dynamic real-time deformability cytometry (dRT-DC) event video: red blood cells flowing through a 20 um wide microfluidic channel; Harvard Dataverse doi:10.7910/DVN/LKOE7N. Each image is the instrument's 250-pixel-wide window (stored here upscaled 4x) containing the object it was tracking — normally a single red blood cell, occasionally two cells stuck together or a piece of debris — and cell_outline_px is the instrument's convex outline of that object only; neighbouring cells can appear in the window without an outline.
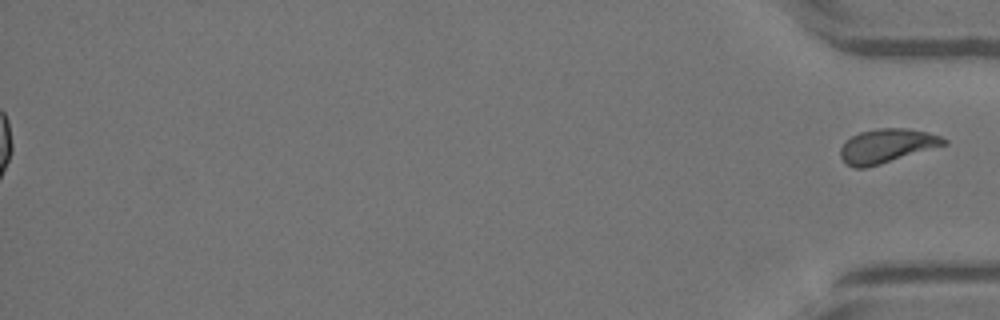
{"species": "Egyptian fruit bat (a non-hibernating species)", "species_latin": "Rousettus aegyptiacus", "temperature_condition": "warm", "stored_images_in_passage": 47, "segment_of_instrument_passage": [2, 2], "camera_frame_rate_fps": 3000, "um_per_image_px": 0.085, "animal": {"sex": "female"}, "frame": {"image": 1, "passage_image": 47, "time_ms": 15.333, "image_size_px": [1000, 320], "cell_outline_px": [[948, 144], [880, 164], [864, 168], [852, 168], [840, 156], [840, 148], [852, 136], [860, 132], [876, 128], [908, 128], [928, 132], [940, 136], [948, 140]], "centroid_in_image_um": [75.4, 12.39], "position_along_channel_um": 359.8, "area_um2": 20.4}}